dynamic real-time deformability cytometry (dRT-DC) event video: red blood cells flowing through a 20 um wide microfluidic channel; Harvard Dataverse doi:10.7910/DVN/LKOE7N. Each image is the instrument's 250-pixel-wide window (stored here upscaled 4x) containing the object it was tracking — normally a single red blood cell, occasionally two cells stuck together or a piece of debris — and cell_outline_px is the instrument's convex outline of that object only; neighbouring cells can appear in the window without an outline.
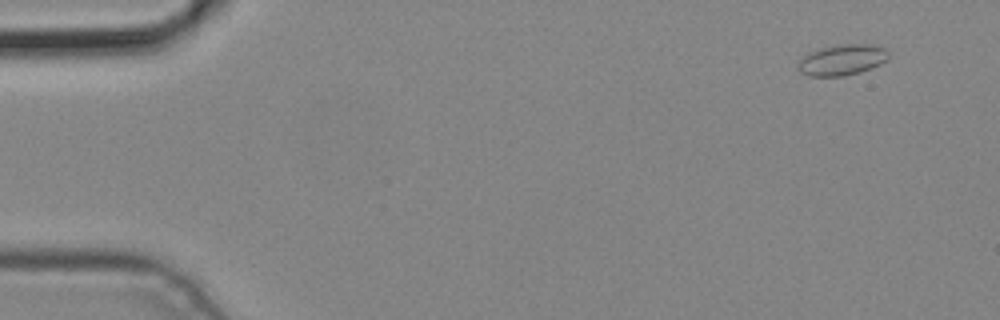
{"species": "common noctule bat (a hibernating species)", "species_latin": "Nyctalus noctula", "temperature_condition": "cold", "stored_images_in_passage": 4, "camera_frame_rate_fps": 3000, "um_per_image_px": 0.085, "animal": {"sex": "male", "body_mass_g": 19.2, "forearm_length_mm": 51.8}, "frame": {"image": 1, "passage_image": 1, "time_ms": 0.0, "image_size_px": [1000, 320], "cell_outline_px": [[888, 60], [872, 68], [860, 72], [844, 76], [808, 76], [800, 72], [796, 68], [800, 60], [808, 52], [820, 48], [840, 44], [872, 44], [884, 48], [888, 52]], "centroid_in_image_um": [71.57, 5.09], "position_along_channel_um": 13.4, "area_um2": 16.42}}